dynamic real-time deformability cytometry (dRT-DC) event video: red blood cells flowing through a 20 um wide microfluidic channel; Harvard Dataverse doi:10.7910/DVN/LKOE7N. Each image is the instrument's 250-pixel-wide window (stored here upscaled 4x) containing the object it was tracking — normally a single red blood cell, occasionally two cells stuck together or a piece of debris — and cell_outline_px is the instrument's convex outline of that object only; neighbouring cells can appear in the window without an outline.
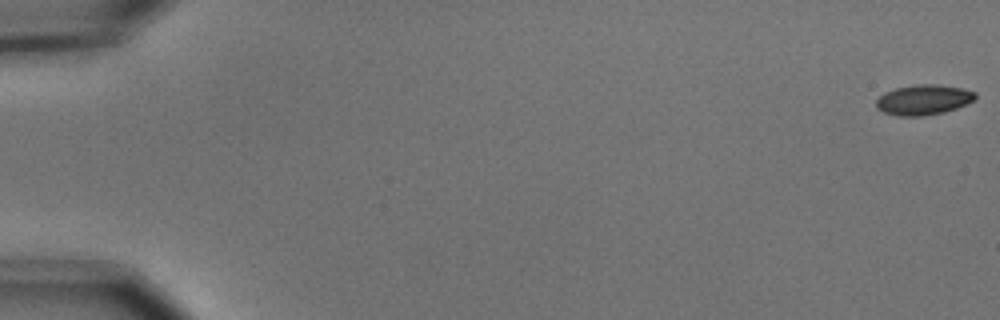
{"species": "common noctule bat (a hibernating species)", "species_latin": "Nyctalus noctula", "temperature_condition": "cold", "stored_images_in_passage": 10, "camera_frame_rate_fps": 3000, "um_per_image_px": 0.085, "animal": {"sex": "male", "body_mass_g": 15.6}, "frame": {"image": 1, "passage_image": 1, "time_ms": 0.0, "image_size_px": [1000, 320], "cell_outline_px": [[976, 100], [956, 108], [944, 112], [924, 116], [896, 116], [884, 112], [876, 108], [876, 100], [884, 92], [896, 88], [916, 84], [936, 84], [960, 88], [976, 92]], "centroid_in_image_um": [78.49, 8.48], "position_along_channel_um": 6.5, "area_um2": 17.51}}